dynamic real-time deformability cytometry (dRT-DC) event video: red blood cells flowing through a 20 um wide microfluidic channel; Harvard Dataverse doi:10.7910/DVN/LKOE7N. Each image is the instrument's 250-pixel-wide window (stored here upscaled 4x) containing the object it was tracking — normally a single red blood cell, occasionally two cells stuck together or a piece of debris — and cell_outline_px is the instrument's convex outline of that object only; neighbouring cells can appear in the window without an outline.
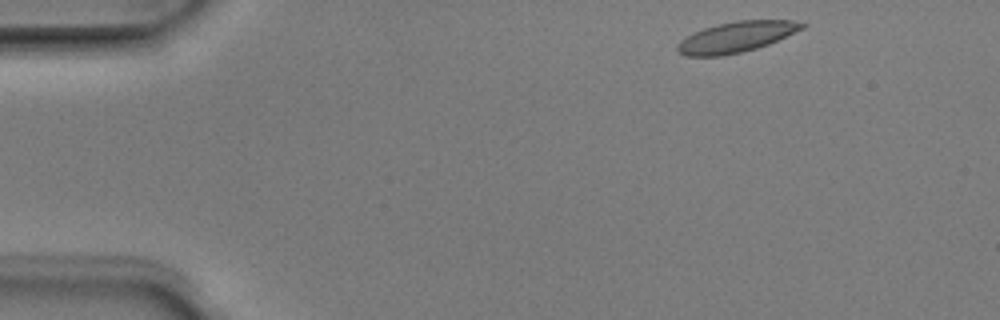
{"species": "Egyptian fruit bat (a non-hibernating species)", "species_latin": "Rousettus aegyptiacus", "temperature_condition": "room temperature", "stored_images_in_passage": 4, "camera_frame_rate_fps": 3000, "um_per_image_px": 0.085, "animal": {"sex": "male"}, "frame": {"image": 1, "passage_image": 1, "time_ms": 0.0, "image_size_px": [1000, 320], "cell_outline_px": [[808, 24], [804, 28], [768, 44], [756, 48], [740, 52], [720, 56], [684, 56], [676, 48], [676, 44], [680, 40], [704, 28], [736, 20], [792, 20]], "centroid_in_image_um": [62.59, 3.14], "position_along_channel_um": 22.4, "area_um2": 21.96}}
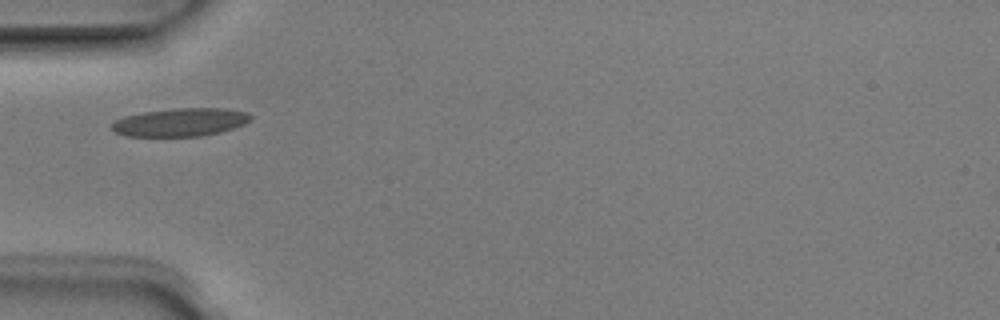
{"frame": {"image": 2, "passage_image": 3, "time_ms": 0.667, "image_size_px": [1000, 320], "cell_outline_px": [[252, 120], [244, 124], [220, 132], [204, 136], [124, 136], [116, 132], [112, 128], [112, 124], [116, 120], [124, 116], [144, 112], [176, 108], [228, 108], [248, 112], [252, 116]], "centroid_in_image_um": [15.38, 10.38], "position_along_channel_um": 69.6, "area_um2": 22.83}}
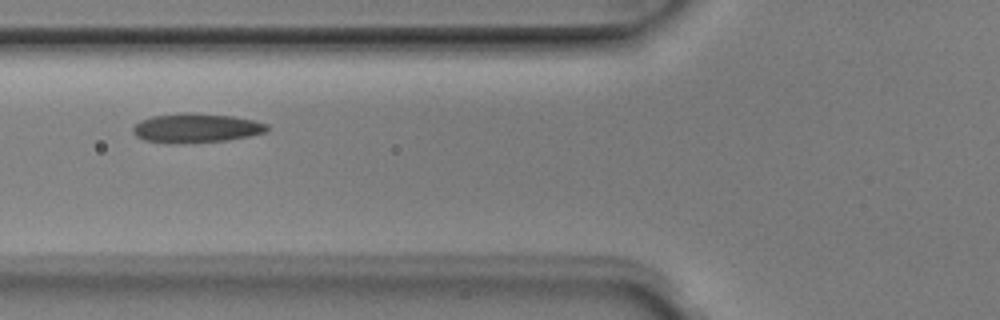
{"frame": {"image": 3, "passage_image": 4, "time_ms": 1.0, "image_size_px": [1000, 320], "cell_outline_px": [[268, 128], [264, 132], [248, 136], [224, 140], [144, 140], [136, 136], [132, 132], [132, 128], [140, 120], [152, 116], [180, 112], [192, 112], [232, 116], [252, 120], [268, 124]], "centroid_in_image_um": [16.67, 10.81], "position_along_channel_um": 109.1, "area_um2": 21.68}}